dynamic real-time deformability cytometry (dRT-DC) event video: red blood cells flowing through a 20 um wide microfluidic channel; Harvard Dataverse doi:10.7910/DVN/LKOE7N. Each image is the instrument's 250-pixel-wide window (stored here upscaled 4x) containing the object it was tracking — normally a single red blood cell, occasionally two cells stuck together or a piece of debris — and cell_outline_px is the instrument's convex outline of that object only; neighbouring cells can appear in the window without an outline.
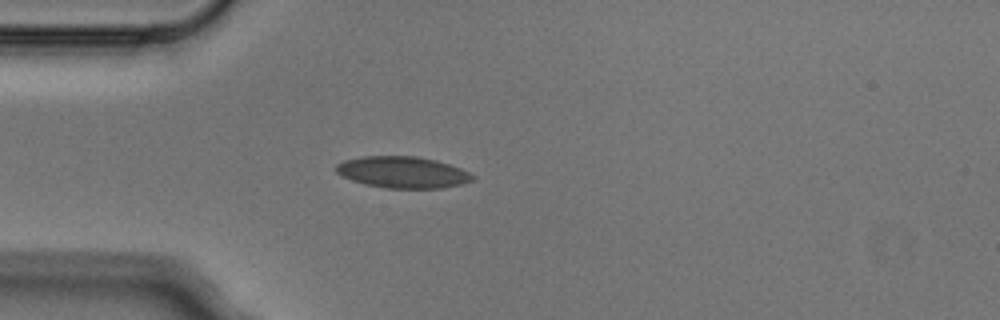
{"species": "Egyptian fruit bat (a non-hibernating species)", "species_latin": "Rousettus aegyptiacus", "temperature_condition": "cold", "stored_images_in_passage": 4, "camera_frame_rate_fps": 3000, "um_per_image_px": 0.085, "animal": {"sex": "male"}, "frame": {"image": 1, "passage_image": 4, "time_ms": 1.0, "image_size_px": [1000, 320], "cell_outline_px": [[476, 176], [472, 180], [460, 184], [440, 188], [384, 188], [364, 184], [352, 180], [336, 172], [336, 164], [344, 160], [364, 156], [416, 156], [436, 160], [460, 168]], "centroid_in_image_um": [34.21, 14.64], "position_along_channel_um": 50.8, "area_um2": 24.91}}